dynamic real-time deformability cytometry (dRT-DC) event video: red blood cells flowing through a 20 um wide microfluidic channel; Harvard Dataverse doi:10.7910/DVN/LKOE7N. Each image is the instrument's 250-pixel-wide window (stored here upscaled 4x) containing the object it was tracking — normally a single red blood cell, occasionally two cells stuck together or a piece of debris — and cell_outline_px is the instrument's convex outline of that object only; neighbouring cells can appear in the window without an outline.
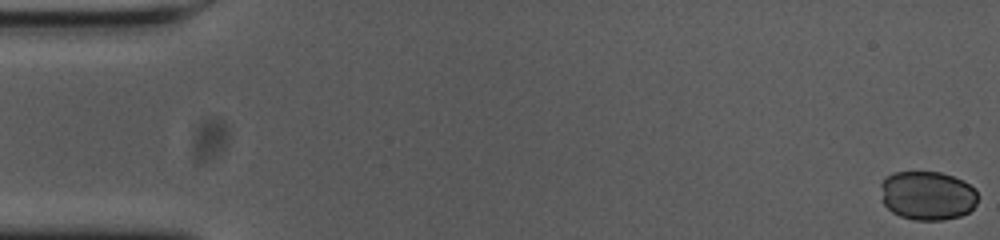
{"species": "common noctule bat (a hibernating species)", "species_latin": "Nyctalus noctula", "temperature_condition": "cold", "stored_images_in_passage": 15, "camera_frame_rate_fps": 3000, "um_per_image_px": 0.085, "animal": {"sex": "female", "body_mass_g": 23.0, "forearm_length_mm": 53.4}, "frame": {"image": 1, "passage_image": 1, "time_ms": 0.0, "image_size_px": [1000, 240], "cell_outline_px": [[980, 196], [976, 204], [968, 212], [960, 216], [940, 220], [916, 220], [900, 216], [892, 212], [884, 204], [880, 184], [892, 172], [940, 172], [964, 180], [976, 188]], "centroid_in_image_um": [78.88, 16.61], "position_along_channel_um": 6.1, "area_um2": 27.92}}